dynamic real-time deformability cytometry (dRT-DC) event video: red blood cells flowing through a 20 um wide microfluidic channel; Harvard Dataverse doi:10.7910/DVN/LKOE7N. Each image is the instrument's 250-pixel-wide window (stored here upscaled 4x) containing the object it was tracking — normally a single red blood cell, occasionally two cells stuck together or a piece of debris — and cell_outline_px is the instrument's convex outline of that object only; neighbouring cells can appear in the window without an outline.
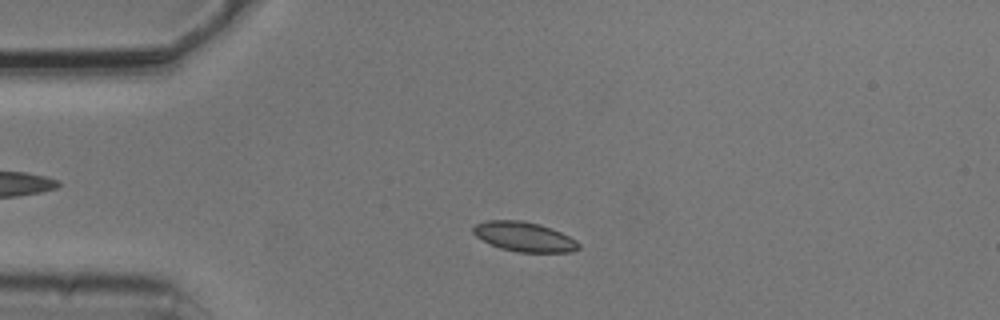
{"species": "common noctule bat (a hibernating species)", "species_latin": "Nyctalus noctula", "temperature_condition": "cold", "stored_images_in_passage": 2, "camera_frame_rate_fps": 3000, "um_per_image_px": 0.085, "animal": {"sex": "male", "body_mass_g": 20.5, "forearm_length_mm": 52.5}, "frame": {"image": 1, "passage_image": 2, "time_ms": 0.333, "image_size_px": [1000, 320], "cell_outline_px": [[580, 248], [572, 252], [516, 252], [500, 248], [476, 236], [472, 232], [472, 228], [476, 224], [488, 220], [524, 220], [540, 224], [560, 232], [576, 240], [580, 244]], "centroid_in_image_um": [44.57, 20.12], "position_along_channel_um": 40.4, "area_um2": 18.15}}